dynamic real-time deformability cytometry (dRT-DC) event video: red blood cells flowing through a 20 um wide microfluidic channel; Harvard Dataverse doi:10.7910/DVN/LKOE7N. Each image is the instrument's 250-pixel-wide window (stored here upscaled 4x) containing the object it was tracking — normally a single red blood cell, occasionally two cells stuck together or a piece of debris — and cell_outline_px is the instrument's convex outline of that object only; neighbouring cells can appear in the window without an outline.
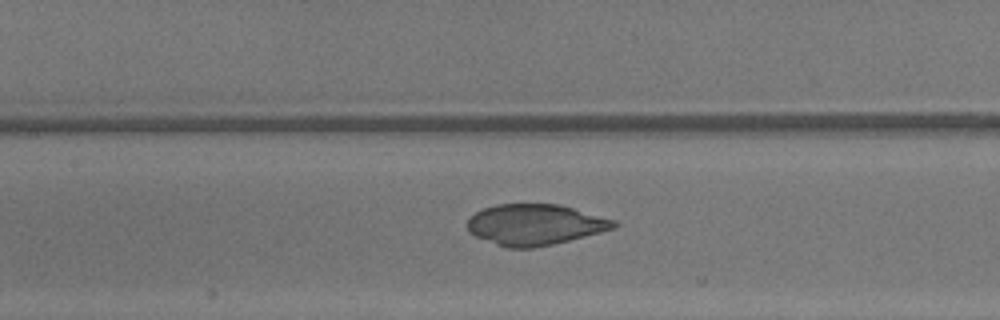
{"species": "common noctule bat (a hibernating species)", "species_latin": "Nyctalus noctula", "temperature_condition": "warm", "stored_images_in_passage": 32, "camera_frame_rate_fps": 3000, "um_per_image_px": 0.085, "animal": {"sex": "male", "body_mass_g": 13.3}, "frame": {"image": 1, "passage_image": 7, "time_ms": 2.0, "image_size_px": [1000, 320], "cell_outline_px": [[620, 224], [616, 228], [552, 244], [532, 248], [508, 248], [496, 244], [476, 236], [468, 232], [464, 224], [468, 216], [484, 208], [496, 204], [560, 204], [616, 220]], "centroid_in_image_um": [45.44, 19.08], "position_along_channel_um": 162.0, "area_um2": 35.08}}
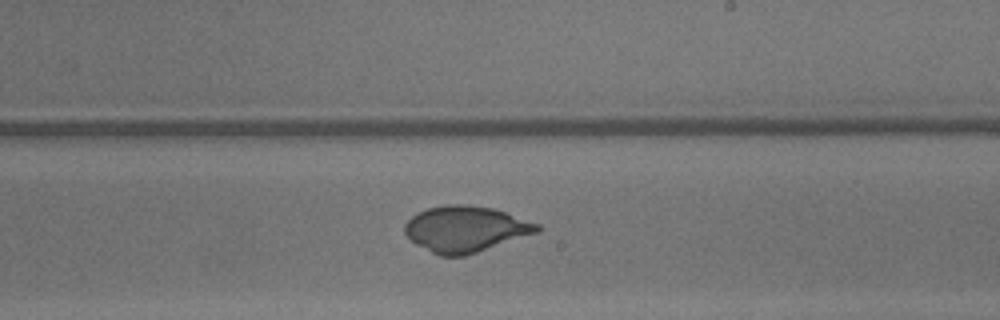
{"frame": {"image": 2, "passage_image": 13, "time_ms": 4.0, "image_size_px": [1000, 320], "cell_outline_px": [[540, 232], [464, 256], [440, 256], [416, 244], [404, 232], [404, 224], [412, 216], [428, 208], [444, 204], [460, 204], [492, 208], [540, 224]], "centroid_in_image_um": [39.58, 19.47], "position_along_channel_um": 249.4, "area_um2": 35.2}}
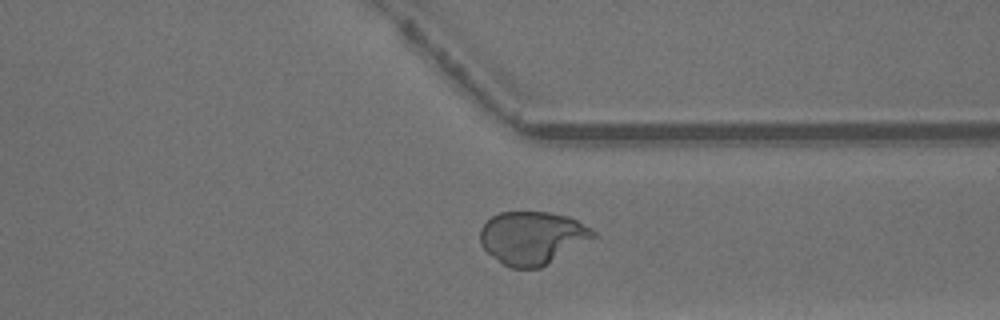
{"frame": {"image": 3, "passage_image": 21, "time_ms": 6.667, "image_size_px": [1000, 320], "cell_outline_px": [[596, 236], [540, 268], [512, 268], [504, 264], [488, 252], [480, 244], [480, 228], [492, 216], [500, 212], [548, 212], [568, 216], [592, 228], [596, 232]], "centroid_in_image_um": [45.24, 20.2], "position_along_channel_um": 366.2, "area_um2": 34.51}}